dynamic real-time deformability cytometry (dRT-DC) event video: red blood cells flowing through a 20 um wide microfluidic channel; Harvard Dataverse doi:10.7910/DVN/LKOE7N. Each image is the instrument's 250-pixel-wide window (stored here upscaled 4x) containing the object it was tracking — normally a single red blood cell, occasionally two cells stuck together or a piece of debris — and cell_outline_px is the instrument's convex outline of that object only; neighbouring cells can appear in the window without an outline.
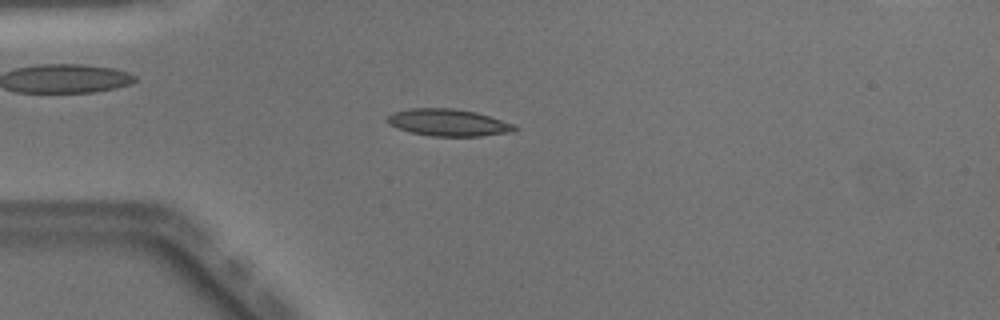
{"species": "Egyptian fruit bat (a non-hibernating species)", "species_latin": "Rousettus aegyptiacus", "temperature_condition": "warm", "stored_images_in_passage": 49, "camera_frame_rate_fps": 3000, "um_per_image_px": 0.085, "animal": {"sex": "male"}, "frame": {"image": 1, "passage_image": 13, "time_ms": 4.0, "image_size_px": [1000, 320], "cell_outline_px": [[520, 128], [516, 132], [480, 136], [432, 136], [412, 132], [388, 124], [388, 116], [392, 112], [412, 108], [452, 108], [476, 112], [516, 124]], "centroid_in_image_um": [38.2, 10.42], "position_along_channel_um": 46.8, "area_um2": 20.11}}
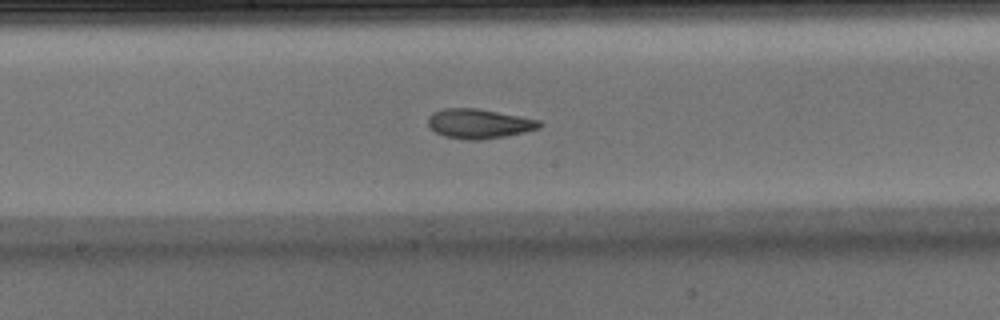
{"frame": {"image": 2, "passage_image": 26, "time_ms": 8.333, "image_size_px": [1000, 320], "cell_outline_px": [[544, 124], [540, 128], [524, 132], [504, 136], [480, 140], [468, 140], [444, 136], [436, 132], [428, 124], [428, 116], [432, 112], [444, 108], [476, 108], [520, 116], [540, 120]], "centroid_in_image_um": [40.72, 10.51], "position_along_channel_um": 207.5, "area_um2": 19.19}}
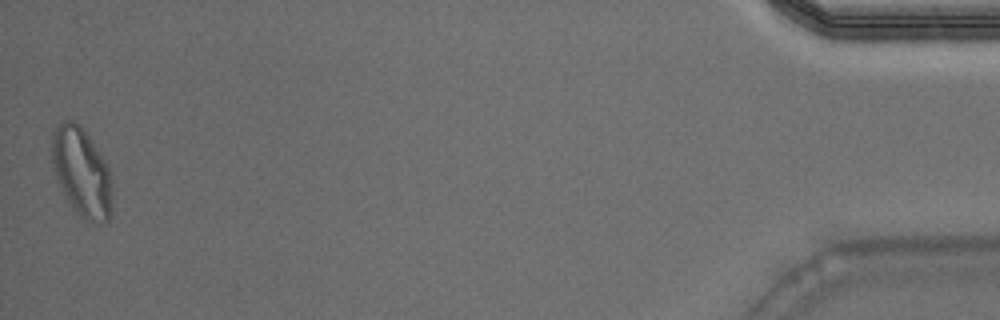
{"frame": {"image": 3, "passage_image": 49, "time_ms": 16.0, "image_size_px": [1000, 320], "cell_outline_px": [[112, 180], [108, 220], [100, 224], [84, 220], [76, 212], [68, 200], [56, 176], [52, 160], [52, 132], [64, 120], [72, 120], [80, 124], [92, 140], [104, 160], [112, 176]], "centroid_in_image_um": [6.94, 14.61], "position_along_channel_um": 428.3, "area_um2": 30.75}, "authors_computed_cell_mechanics": {"area_um2": 19.4208, "velocity_mm_per_s": 4.0642, "shape_relaxation_time_tau1_ms": 7.1742, "shape_relaxation_time_tau2_ms": 1.8944, "deformation_change_tau1": 0.2164, "deformation_change_tau2": 0.0924}}